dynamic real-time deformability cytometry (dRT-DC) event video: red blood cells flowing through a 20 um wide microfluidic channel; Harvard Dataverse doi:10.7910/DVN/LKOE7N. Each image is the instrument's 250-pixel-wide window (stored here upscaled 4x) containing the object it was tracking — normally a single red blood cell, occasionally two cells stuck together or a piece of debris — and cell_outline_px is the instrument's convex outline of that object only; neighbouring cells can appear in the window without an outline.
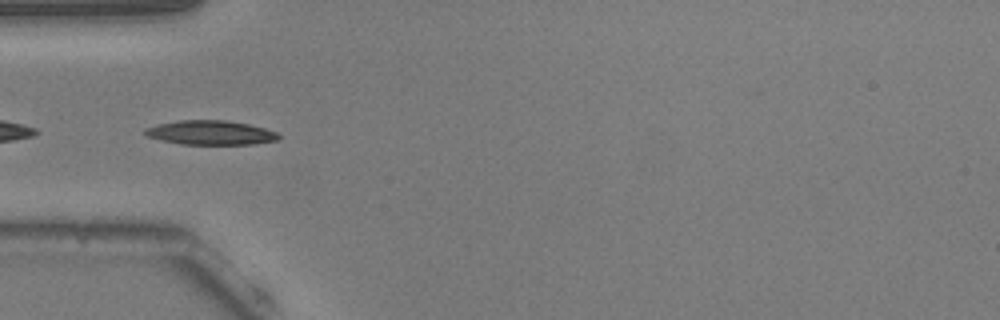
{"species": "common noctule bat (a hibernating species)", "species_latin": "Nyctalus noctula", "temperature_condition": "warm", "stored_images_in_passage": 38, "camera_frame_rate_fps": 3000, "um_per_image_px": 0.085, "animal": {"sex": "male", "body_mass_g": 20.5, "forearm_length_mm": 52.5}, "frame": {"image": 1, "passage_image": 1, "time_ms": 0.0, "image_size_px": [1000, 320], "cell_outline_px": [[280, 136], [276, 140], [252, 144], [180, 144], [160, 140], [148, 136], [144, 132], [144, 128], [160, 124], [180, 120], [224, 120], [248, 124], [264, 128], [276, 132]], "centroid_in_image_um": [17.88, 11.28], "position_along_channel_um": 67.1, "area_um2": 18.67}}
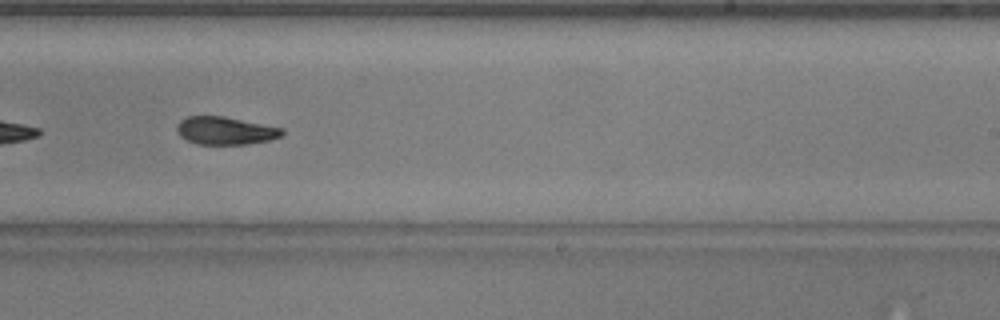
{"frame": {"image": 2, "passage_image": 17, "time_ms": 5.333, "image_size_px": [1000, 320], "cell_outline_px": [[284, 132], [280, 136], [268, 140], [248, 144], [196, 144], [180, 136], [176, 132], [176, 128], [180, 120], [188, 116], [224, 116], [284, 128]], "centroid_in_image_um": [19.14, 11.1], "position_along_channel_um": 269.9, "area_um2": 17.05}}
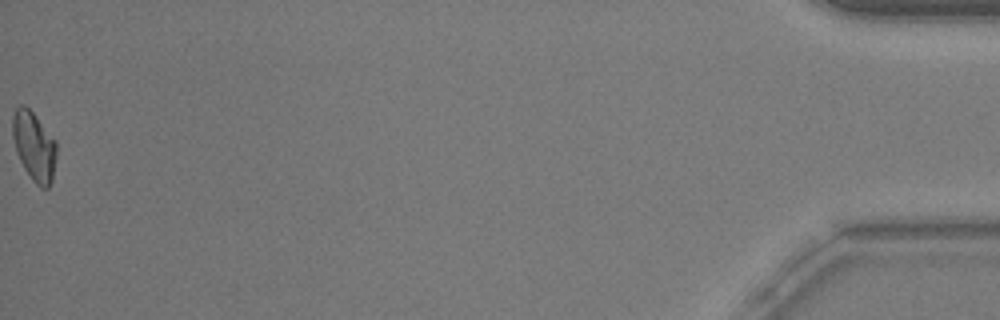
{"frame": {"image": 3, "passage_image": 38, "time_ms": 12.333, "image_size_px": [1000, 320], "cell_outline_px": [[56, 156], [52, 180], [48, 188], [40, 188], [32, 180], [24, 168], [16, 152], [12, 136], [12, 116], [16, 108], [20, 104], [24, 104], [32, 112], [56, 140]], "centroid_in_image_um": [2.89, 12.43], "position_along_channel_um": 432.3, "area_um2": 17.74}, "authors_computed_cell_mechanics": {"area_um2": 17.6868, "velocity_mm_per_s": 3.7895, "shape_relaxation_time_tau1_ms": 3.4775, "shape_relaxation_time_tau2_ms": 2.7034, "deformation_change_tau1": 0.1328, "deformation_change_tau2": 0.0803}}